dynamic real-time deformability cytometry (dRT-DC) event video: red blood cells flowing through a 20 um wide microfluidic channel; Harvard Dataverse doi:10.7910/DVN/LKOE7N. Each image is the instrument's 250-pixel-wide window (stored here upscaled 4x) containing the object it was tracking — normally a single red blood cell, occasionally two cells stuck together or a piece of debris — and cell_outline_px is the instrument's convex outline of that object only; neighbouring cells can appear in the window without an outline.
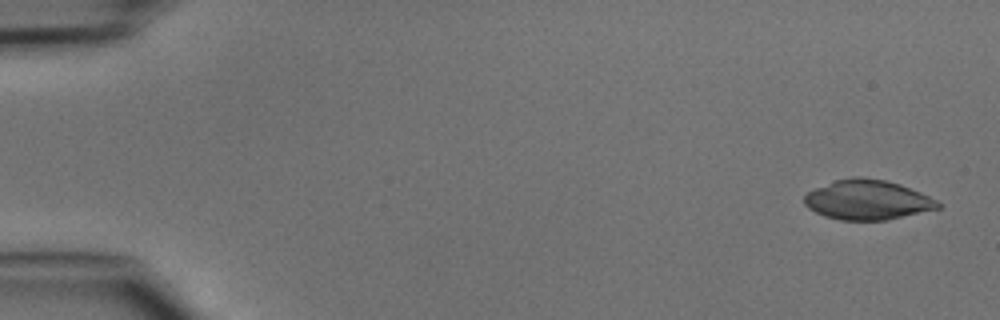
{"species": "common noctule bat (a hibernating species)", "species_latin": "Nyctalus noctula", "temperature_condition": "cold", "stored_images_in_passage": 10, "camera_frame_rate_fps": 3000, "um_per_image_px": 0.085, "animal": {"sex": "male", "body_mass_g": 15.6}, "frame": {"image": 1, "passage_image": 2, "time_ms": 0.333, "image_size_px": [1000, 320], "cell_outline_px": [[940, 208], [888, 220], [840, 220], [824, 216], [808, 208], [804, 204], [804, 196], [808, 192], [816, 188], [836, 180], [852, 176], [860, 176], [884, 180], [900, 184], [920, 192], [936, 200], [940, 204]], "centroid_in_image_um": [73.73, 16.99], "position_along_channel_um": 11.3, "area_um2": 30.87}}